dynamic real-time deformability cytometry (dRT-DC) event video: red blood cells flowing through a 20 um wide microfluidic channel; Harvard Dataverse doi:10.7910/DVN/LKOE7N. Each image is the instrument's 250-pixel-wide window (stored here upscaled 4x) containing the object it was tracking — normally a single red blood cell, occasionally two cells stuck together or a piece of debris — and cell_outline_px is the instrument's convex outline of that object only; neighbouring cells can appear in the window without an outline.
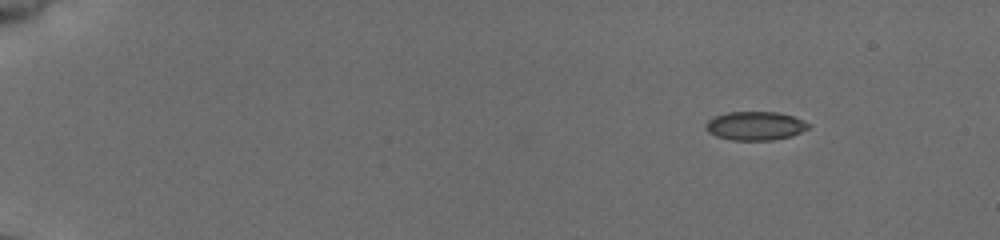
{"species": "common noctule bat (a hibernating species)", "species_latin": "Nyctalus noctula", "temperature_condition": "cold", "stored_images_in_passage": 48, "camera_frame_rate_fps": 3000, "um_per_image_px": 0.085, "animal": {"sex": "female", "body_mass_g": 19.5, "forearm_length_mm": 54.1}, "frame": {"image": 1, "passage_image": 1, "time_ms": 0.0, "image_size_px": [1000, 240], "cell_outline_px": [[812, 124], [808, 128], [792, 136], [772, 140], [732, 140], [716, 136], [708, 132], [704, 128], [704, 124], [708, 120], [716, 116], [728, 112], [776, 112], [792, 116]], "centroid_in_image_um": [64.18, 10.7], "position_along_channel_um": 20.8, "area_um2": 17.17}}
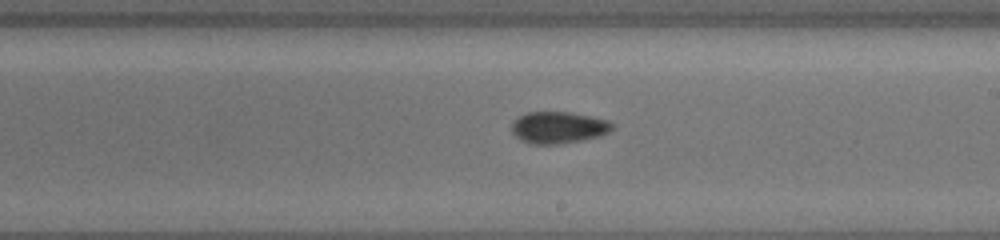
{"frame": {"image": 2, "passage_image": 28, "time_ms": 9.0, "image_size_px": [1000, 240], "cell_outline_px": [[612, 128], [608, 132], [600, 136], [580, 140], [556, 144], [532, 144], [520, 140], [512, 132], [512, 124], [520, 116], [528, 112], [568, 112], [608, 120], [612, 124]], "centroid_in_image_um": [47.44, 10.84], "position_along_channel_um": 241.6, "area_um2": 18.26}}
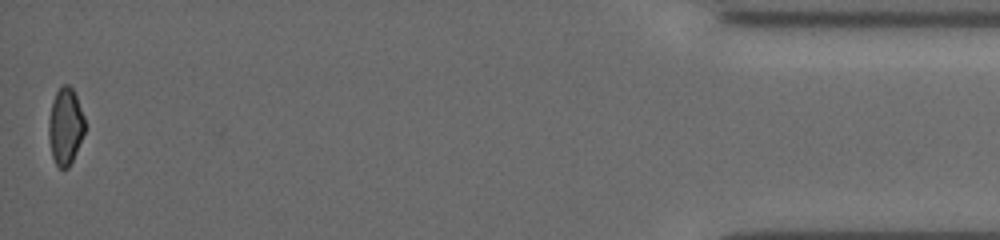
{"frame": {"image": 3, "passage_image": 48, "time_ms": 15.667, "image_size_px": [1000, 240], "cell_outline_px": [[84, 132], [76, 152], [68, 168], [60, 168], [56, 164], [52, 156], [48, 136], [48, 120], [52, 100], [56, 92], [64, 84], [68, 84], [72, 88], [76, 96], [84, 116]], "centroid_in_image_um": [5.54, 10.72], "position_along_channel_um": 429.7, "area_um2": 16.07}, "authors_computed_cell_mechanics": {"area_um2": 17.4845, "velocity_mm_per_s": 3.9323, "shape_relaxation_time_tau1_ms": 1.4753, "shape_relaxation_time_tau2_ms": 9.4467, "deformation_change_tau1": 0.0821, "deformation_change_tau2": 0.1566}}